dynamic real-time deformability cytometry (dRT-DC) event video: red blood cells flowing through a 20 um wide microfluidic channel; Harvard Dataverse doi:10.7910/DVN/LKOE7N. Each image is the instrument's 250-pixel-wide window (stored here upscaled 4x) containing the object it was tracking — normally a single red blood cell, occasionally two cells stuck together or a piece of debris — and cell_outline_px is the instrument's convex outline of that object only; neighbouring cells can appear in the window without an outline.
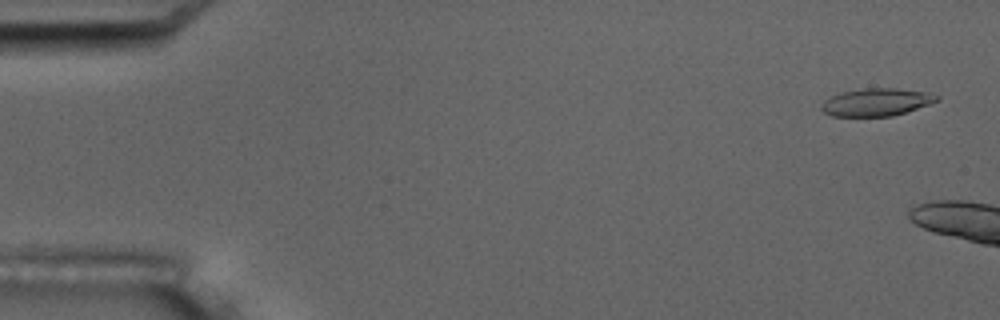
{"species": "common noctule bat (a hibernating species)", "species_latin": "Nyctalus noctula", "temperature_condition": "room temperature", "stored_images_in_passage": 3, "camera_frame_rate_fps": 3000, "um_per_image_px": 0.085, "animal": {"sex": "male", "body_mass_g": 17.5, "forearm_length_mm": 52.3}, "frame": {"image": 1, "passage_image": 1, "time_ms": 0.0, "image_size_px": [1000, 320], "cell_outline_px": [[940, 100], [892, 116], [832, 116], [824, 112], [820, 108], [820, 104], [824, 100], [840, 92], [864, 88], [896, 88], [928, 92], [940, 96]], "centroid_in_image_um": [74.47, 8.67], "position_along_channel_um": 10.5, "area_um2": 18.55}}